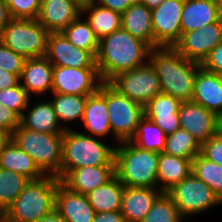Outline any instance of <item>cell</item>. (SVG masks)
Instances as JSON below:
<instances>
[{
	"label": "cell",
	"instance_id": "obj_42",
	"mask_svg": "<svg viewBox=\"0 0 222 222\" xmlns=\"http://www.w3.org/2000/svg\"><path fill=\"white\" fill-rule=\"evenodd\" d=\"M20 125V117L8 107L0 103V128L12 135Z\"/></svg>",
	"mask_w": 222,
	"mask_h": 222
},
{
	"label": "cell",
	"instance_id": "obj_17",
	"mask_svg": "<svg viewBox=\"0 0 222 222\" xmlns=\"http://www.w3.org/2000/svg\"><path fill=\"white\" fill-rule=\"evenodd\" d=\"M55 209L67 222H92L96 215L86 195L70 190L61 181L55 194Z\"/></svg>",
	"mask_w": 222,
	"mask_h": 222
},
{
	"label": "cell",
	"instance_id": "obj_54",
	"mask_svg": "<svg viewBox=\"0 0 222 222\" xmlns=\"http://www.w3.org/2000/svg\"><path fill=\"white\" fill-rule=\"evenodd\" d=\"M220 84L222 86V73L217 74Z\"/></svg>",
	"mask_w": 222,
	"mask_h": 222
},
{
	"label": "cell",
	"instance_id": "obj_3",
	"mask_svg": "<svg viewBox=\"0 0 222 222\" xmlns=\"http://www.w3.org/2000/svg\"><path fill=\"white\" fill-rule=\"evenodd\" d=\"M60 180L44 175L30 180L14 202L1 215L2 222H35L55 209V194Z\"/></svg>",
	"mask_w": 222,
	"mask_h": 222
},
{
	"label": "cell",
	"instance_id": "obj_8",
	"mask_svg": "<svg viewBox=\"0 0 222 222\" xmlns=\"http://www.w3.org/2000/svg\"><path fill=\"white\" fill-rule=\"evenodd\" d=\"M107 110L116 142L130 141L145 116L144 106L120 94L107 82Z\"/></svg>",
	"mask_w": 222,
	"mask_h": 222
},
{
	"label": "cell",
	"instance_id": "obj_11",
	"mask_svg": "<svg viewBox=\"0 0 222 222\" xmlns=\"http://www.w3.org/2000/svg\"><path fill=\"white\" fill-rule=\"evenodd\" d=\"M183 7L184 0H164L159 7L151 10L154 48L173 47L180 39Z\"/></svg>",
	"mask_w": 222,
	"mask_h": 222
},
{
	"label": "cell",
	"instance_id": "obj_39",
	"mask_svg": "<svg viewBox=\"0 0 222 222\" xmlns=\"http://www.w3.org/2000/svg\"><path fill=\"white\" fill-rule=\"evenodd\" d=\"M12 18L37 19L41 0H5Z\"/></svg>",
	"mask_w": 222,
	"mask_h": 222
},
{
	"label": "cell",
	"instance_id": "obj_48",
	"mask_svg": "<svg viewBox=\"0 0 222 222\" xmlns=\"http://www.w3.org/2000/svg\"><path fill=\"white\" fill-rule=\"evenodd\" d=\"M35 222H67L57 211L54 209L49 214L43 216Z\"/></svg>",
	"mask_w": 222,
	"mask_h": 222
},
{
	"label": "cell",
	"instance_id": "obj_51",
	"mask_svg": "<svg viewBox=\"0 0 222 222\" xmlns=\"http://www.w3.org/2000/svg\"><path fill=\"white\" fill-rule=\"evenodd\" d=\"M218 133L222 135V113L218 116Z\"/></svg>",
	"mask_w": 222,
	"mask_h": 222
},
{
	"label": "cell",
	"instance_id": "obj_35",
	"mask_svg": "<svg viewBox=\"0 0 222 222\" xmlns=\"http://www.w3.org/2000/svg\"><path fill=\"white\" fill-rule=\"evenodd\" d=\"M191 172L205 184L222 202V166L209 161L201 154H197L192 160Z\"/></svg>",
	"mask_w": 222,
	"mask_h": 222
},
{
	"label": "cell",
	"instance_id": "obj_15",
	"mask_svg": "<svg viewBox=\"0 0 222 222\" xmlns=\"http://www.w3.org/2000/svg\"><path fill=\"white\" fill-rule=\"evenodd\" d=\"M178 115L180 128L188 131L200 144L218 133V116L198 103L182 102Z\"/></svg>",
	"mask_w": 222,
	"mask_h": 222
},
{
	"label": "cell",
	"instance_id": "obj_47",
	"mask_svg": "<svg viewBox=\"0 0 222 222\" xmlns=\"http://www.w3.org/2000/svg\"><path fill=\"white\" fill-rule=\"evenodd\" d=\"M11 19L12 17L5 0H0V34Z\"/></svg>",
	"mask_w": 222,
	"mask_h": 222
},
{
	"label": "cell",
	"instance_id": "obj_55",
	"mask_svg": "<svg viewBox=\"0 0 222 222\" xmlns=\"http://www.w3.org/2000/svg\"><path fill=\"white\" fill-rule=\"evenodd\" d=\"M132 2V4L134 3H141V0H130Z\"/></svg>",
	"mask_w": 222,
	"mask_h": 222
},
{
	"label": "cell",
	"instance_id": "obj_10",
	"mask_svg": "<svg viewBox=\"0 0 222 222\" xmlns=\"http://www.w3.org/2000/svg\"><path fill=\"white\" fill-rule=\"evenodd\" d=\"M183 218L222 204L213 190L192 172L167 192Z\"/></svg>",
	"mask_w": 222,
	"mask_h": 222
},
{
	"label": "cell",
	"instance_id": "obj_30",
	"mask_svg": "<svg viewBox=\"0 0 222 222\" xmlns=\"http://www.w3.org/2000/svg\"><path fill=\"white\" fill-rule=\"evenodd\" d=\"M82 13H88L87 21L100 40L121 28V14L97 4L95 1L82 6Z\"/></svg>",
	"mask_w": 222,
	"mask_h": 222
},
{
	"label": "cell",
	"instance_id": "obj_37",
	"mask_svg": "<svg viewBox=\"0 0 222 222\" xmlns=\"http://www.w3.org/2000/svg\"><path fill=\"white\" fill-rule=\"evenodd\" d=\"M183 217L167 192H162L141 222H182Z\"/></svg>",
	"mask_w": 222,
	"mask_h": 222
},
{
	"label": "cell",
	"instance_id": "obj_24",
	"mask_svg": "<svg viewBox=\"0 0 222 222\" xmlns=\"http://www.w3.org/2000/svg\"><path fill=\"white\" fill-rule=\"evenodd\" d=\"M222 14L213 0H184L181 14L182 34L218 22Z\"/></svg>",
	"mask_w": 222,
	"mask_h": 222
},
{
	"label": "cell",
	"instance_id": "obj_18",
	"mask_svg": "<svg viewBox=\"0 0 222 222\" xmlns=\"http://www.w3.org/2000/svg\"><path fill=\"white\" fill-rule=\"evenodd\" d=\"M82 122L94 137H105L111 132L107 110V82L87 97Z\"/></svg>",
	"mask_w": 222,
	"mask_h": 222
},
{
	"label": "cell",
	"instance_id": "obj_14",
	"mask_svg": "<svg viewBox=\"0 0 222 222\" xmlns=\"http://www.w3.org/2000/svg\"><path fill=\"white\" fill-rule=\"evenodd\" d=\"M45 57L53 66L73 68H97L96 57L73 45L62 33H50Z\"/></svg>",
	"mask_w": 222,
	"mask_h": 222
},
{
	"label": "cell",
	"instance_id": "obj_43",
	"mask_svg": "<svg viewBox=\"0 0 222 222\" xmlns=\"http://www.w3.org/2000/svg\"><path fill=\"white\" fill-rule=\"evenodd\" d=\"M201 66L207 71L216 74L222 73V42L210 52Z\"/></svg>",
	"mask_w": 222,
	"mask_h": 222
},
{
	"label": "cell",
	"instance_id": "obj_38",
	"mask_svg": "<svg viewBox=\"0 0 222 222\" xmlns=\"http://www.w3.org/2000/svg\"><path fill=\"white\" fill-rule=\"evenodd\" d=\"M29 99L30 95L21 86V82L18 85L0 91V103L11 109L19 117L29 108Z\"/></svg>",
	"mask_w": 222,
	"mask_h": 222
},
{
	"label": "cell",
	"instance_id": "obj_6",
	"mask_svg": "<svg viewBox=\"0 0 222 222\" xmlns=\"http://www.w3.org/2000/svg\"><path fill=\"white\" fill-rule=\"evenodd\" d=\"M11 139L32 157L44 175L56 176L61 181L63 133H41L19 125Z\"/></svg>",
	"mask_w": 222,
	"mask_h": 222
},
{
	"label": "cell",
	"instance_id": "obj_49",
	"mask_svg": "<svg viewBox=\"0 0 222 222\" xmlns=\"http://www.w3.org/2000/svg\"><path fill=\"white\" fill-rule=\"evenodd\" d=\"M11 135L0 128V151L4 148V146L10 141Z\"/></svg>",
	"mask_w": 222,
	"mask_h": 222
},
{
	"label": "cell",
	"instance_id": "obj_33",
	"mask_svg": "<svg viewBox=\"0 0 222 222\" xmlns=\"http://www.w3.org/2000/svg\"><path fill=\"white\" fill-rule=\"evenodd\" d=\"M53 94L55 97L51 103L59 122L70 123L75 119H83L87 95Z\"/></svg>",
	"mask_w": 222,
	"mask_h": 222
},
{
	"label": "cell",
	"instance_id": "obj_32",
	"mask_svg": "<svg viewBox=\"0 0 222 222\" xmlns=\"http://www.w3.org/2000/svg\"><path fill=\"white\" fill-rule=\"evenodd\" d=\"M82 15L70 23L62 33L77 48L90 51L95 57L99 49V39L87 20H81Z\"/></svg>",
	"mask_w": 222,
	"mask_h": 222
},
{
	"label": "cell",
	"instance_id": "obj_20",
	"mask_svg": "<svg viewBox=\"0 0 222 222\" xmlns=\"http://www.w3.org/2000/svg\"><path fill=\"white\" fill-rule=\"evenodd\" d=\"M115 176V166H86L71 170L61 182L70 190L87 195Z\"/></svg>",
	"mask_w": 222,
	"mask_h": 222
},
{
	"label": "cell",
	"instance_id": "obj_25",
	"mask_svg": "<svg viewBox=\"0 0 222 222\" xmlns=\"http://www.w3.org/2000/svg\"><path fill=\"white\" fill-rule=\"evenodd\" d=\"M121 27L154 48L151 10L142 3L131 4L121 15Z\"/></svg>",
	"mask_w": 222,
	"mask_h": 222
},
{
	"label": "cell",
	"instance_id": "obj_52",
	"mask_svg": "<svg viewBox=\"0 0 222 222\" xmlns=\"http://www.w3.org/2000/svg\"><path fill=\"white\" fill-rule=\"evenodd\" d=\"M74 1H76L81 6H84V5H87L88 3H90L94 0H74Z\"/></svg>",
	"mask_w": 222,
	"mask_h": 222
},
{
	"label": "cell",
	"instance_id": "obj_45",
	"mask_svg": "<svg viewBox=\"0 0 222 222\" xmlns=\"http://www.w3.org/2000/svg\"><path fill=\"white\" fill-rule=\"evenodd\" d=\"M20 77L14 73H9L0 69V91L18 85Z\"/></svg>",
	"mask_w": 222,
	"mask_h": 222
},
{
	"label": "cell",
	"instance_id": "obj_5",
	"mask_svg": "<svg viewBox=\"0 0 222 222\" xmlns=\"http://www.w3.org/2000/svg\"><path fill=\"white\" fill-rule=\"evenodd\" d=\"M70 128L63 133L61 180L73 169L86 166H115V146Z\"/></svg>",
	"mask_w": 222,
	"mask_h": 222
},
{
	"label": "cell",
	"instance_id": "obj_36",
	"mask_svg": "<svg viewBox=\"0 0 222 222\" xmlns=\"http://www.w3.org/2000/svg\"><path fill=\"white\" fill-rule=\"evenodd\" d=\"M30 179L0 167V214L14 202Z\"/></svg>",
	"mask_w": 222,
	"mask_h": 222
},
{
	"label": "cell",
	"instance_id": "obj_53",
	"mask_svg": "<svg viewBox=\"0 0 222 222\" xmlns=\"http://www.w3.org/2000/svg\"><path fill=\"white\" fill-rule=\"evenodd\" d=\"M213 1L217 4V7L219 8V11L222 14V0H213Z\"/></svg>",
	"mask_w": 222,
	"mask_h": 222
},
{
	"label": "cell",
	"instance_id": "obj_2",
	"mask_svg": "<svg viewBox=\"0 0 222 222\" xmlns=\"http://www.w3.org/2000/svg\"><path fill=\"white\" fill-rule=\"evenodd\" d=\"M148 60L157 73L162 93L181 102L192 101L194 82L201 64L187 60L170 46L151 48Z\"/></svg>",
	"mask_w": 222,
	"mask_h": 222
},
{
	"label": "cell",
	"instance_id": "obj_46",
	"mask_svg": "<svg viewBox=\"0 0 222 222\" xmlns=\"http://www.w3.org/2000/svg\"><path fill=\"white\" fill-rule=\"evenodd\" d=\"M92 222H125V220L119 210L96 213L95 218Z\"/></svg>",
	"mask_w": 222,
	"mask_h": 222
},
{
	"label": "cell",
	"instance_id": "obj_12",
	"mask_svg": "<svg viewBox=\"0 0 222 222\" xmlns=\"http://www.w3.org/2000/svg\"><path fill=\"white\" fill-rule=\"evenodd\" d=\"M101 83L97 68L53 66L52 93L89 96Z\"/></svg>",
	"mask_w": 222,
	"mask_h": 222
},
{
	"label": "cell",
	"instance_id": "obj_41",
	"mask_svg": "<svg viewBox=\"0 0 222 222\" xmlns=\"http://www.w3.org/2000/svg\"><path fill=\"white\" fill-rule=\"evenodd\" d=\"M200 154L209 161L222 166V135L217 133L201 144Z\"/></svg>",
	"mask_w": 222,
	"mask_h": 222
},
{
	"label": "cell",
	"instance_id": "obj_29",
	"mask_svg": "<svg viewBox=\"0 0 222 222\" xmlns=\"http://www.w3.org/2000/svg\"><path fill=\"white\" fill-rule=\"evenodd\" d=\"M124 185L115 175L106 184L88 193L87 199L96 213L119 211L121 208Z\"/></svg>",
	"mask_w": 222,
	"mask_h": 222
},
{
	"label": "cell",
	"instance_id": "obj_19",
	"mask_svg": "<svg viewBox=\"0 0 222 222\" xmlns=\"http://www.w3.org/2000/svg\"><path fill=\"white\" fill-rule=\"evenodd\" d=\"M181 103L173 96L161 92L144 106V113L168 136L180 128L178 112Z\"/></svg>",
	"mask_w": 222,
	"mask_h": 222
},
{
	"label": "cell",
	"instance_id": "obj_21",
	"mask_svg": "<svg viewBox=\"0 0 222 222\" xmlns=\"http://www.w3.org/2000/svg\"><path fill=\"white\" fill-rule=\"evenodd\" d=\"M161 193L155 188L124 186L120 212L125 222H141Z\"/></svg>",
	"mask_w": 222,
	"mask_h": 222
},
{
	"label": "cell",
	"instance_id": "obj_34",
	"mask_svg": "<svg viewBox=\"0 0 222 222\" xmlns=\"http://www.w3.org/2000/svg\"><path fill=\"white\" fill-rule=\"evenodd\" d=\"M163 152L181 158L193 160L201 152V144L188 131L179 128L166 136Z\"/></svg>",
	"mask_w": 222,
	"mask_h": 222
},
{
	"label": "cell",
	"instance_id": "obj_7",
	"mask_svg": "<svg viewBox=\"0 0 222 222\" xmlns=\"http://www.w3.org/2000/svg\"><path fill=\"white\" fill-rule=\"evenodd\" d=\"M50 32L37 19L12 18L0 34V42L25 59L46 55Z\"/></svg>",
	"mask_w": 222,
	"mask_h": 222
},
{
	"label": "cell",
	"instance_id": "obj_22",
	"mask_svg": "<svg viewBox=\"0 0 222 222\" xmlns=\"http://www.w3.org/2000/svg\"><path fill=\"white\" fill-rule=\"evenodd\" d=\"M21 86L31 96L32 93L43 94L52 92L53 65L45 57L25 59L20 76Z\"/></svg>",
	"mask_w": 222,
	"mask_h": 222
},
{
	"label": "cell",
	"instance_id": "obj_26",
	"mask_svg": "<svg viewBox=\"0 0 222 222\" xmlns=\"http://www.w3.org/2000/svg\"><path fill=\"white\" fill-rule=\"evenodd\" d=\"M192 169V160L161 152L157 167V182L159 190L168 192L185 179ZM159 183H161L159 185Z\"/></svg>",
	"mask_w": 222,
	"mask_h": 222
},
{
	"label": "cell",
	"instance_id": "obj_16",
	"mask_svg": "<svg viewBox=\"0 0 222 222\" xmlns=\"http://www.w3.org/2000/svg\"><path fill=\"white\" fill-rule=\"evenodd\" d=\"M80 15L82 6L74 0H41L37 20L50 33H60Z\"/></svg>",
	"mask_w": 222,
	"mask_h": 222
},
{
	"label": "cell",
	"instance_id": "obj_23",
	"mask_svg": "<svg viewBox=\"0 0 222 222\" xmlns=\"http://www.w3.org/2000/svg\"><path fill=\"white\" fill-rule=\"evenodd\" d=\"M192 101L214 112L217 116L222 113V86L216 73L198 69Z\"/></svg>",
	"mask_w": 222,
	"mask_h": 222
},
{
	"label": "cell",
	"instance_id": "obj_1",
	"mask_svg": "<svg viewBox=\"0 0 222 222\" xmlns=\"http://www.w3.org/2000/svg\"><path fill=\"white\" fill-rule=\"evenodd\" d=\"M151 47L122 27L99 40L96 66L102 82L145 64ZM145 61V62H144Z\"/></svg>",
	"mask_w": 222,
	"mask_h": 222
},
{
	"label": "cell",
	"instance_id": "obj_40",
	"mask_svg": "<svg viewBox=\"0 0 222 222\" xmlns=\"http://www.w3.org/2000/svg\"><path fill=\"white\" fill-rule=\"evenodd\" d=\"M25 58L0 42V69L21 76Z\"/></svg>",
	"mask_w": 222,
	"mask_h": 222
},
{
	"label": "cell",
	"instance_id": "obj_31",
	"mask_svg": "<svg viewBox=\"0 0 222 222\" xmlns=\"http://www.w3.org/2000/svg\"><path fill=\"white\" fill-rule=\"evenodd\" d=\"M165 140L164 131L151 119L144 116L130 141L141 149L161 153L165 148Z\"/></svg>",
	"mask_w": 222,
	"mask_h": 222
},
{
	"label": "cell",
	"instance_id": "obj_44",
	"mask_svg": "<svg viewBox=\"0 0 222 222\" xmlns=\"http://www.w3.org/2000/svg\"><path fill=\"white\" fill-rule=\"evenodd\" d=\"M102 7L111 9L119 14H123L126 9L132 4L130 0H94Z\"/></svg>",
	"mask_w": 222,
	"mask_h": 222
},
{
	"label": "cell",
	"instance_id": "obj_4",
	"mask_svg": "<svg viewBox=\"0 0 222 222\" xmlns=\"http://www.w3.org/2000/svg\"><path fill=\"white\" fill-rule=\"evenodd\" d=\"M159 152L144 150L131 141L115 147V175L124 186L159 189L157 167Z\"/></svg>",
	"mask_w": 222,
	"mask_h": 222
},
{
	"label": "cell",
	"instance_id": "obj_27",
	"mask_svg": "<svg viewBox=\"0 0 222 222\" xmlns=\"http://www.w3.org/2000/svg\"><path fill=\"white\" fill-rule=\"evenodd\" d=\"M27 111L20 117V125L26 129L41 133H64L68 129L59 124L51 101L39 102Z\"/></svg>",
	"mask_w": 222,
	"mask_h": 222
},
{
	"label": "cell",
	"instance_id": "obj_13",
	"mask_svg": "<svg viewBox=\"0 0 222 222\" xmlns=\"http://www.w3.org/2000/svg\"><path fill=\"white\" fill-rule=\"evenodd\" d=\"M222 42V18L199 30L183 33L174 48L187 60L202 64L210 52Z\"/></svg>",
	"mask_w": 222,
	"mask_h": 222
},
{
	"label": "cell",
	"instance_id": "obj_50",
	"mask_svg": "<svg viewBox=\"0 0 222 222\" xmlns=\"http://www.w3.org/2000/svg\"><path fill=\"white\" fill-rule=\"evenodd\" d=\"M164 0H141V3L146 5L150 10L159 7Z\"/></svg>",
	"mask_w": 222,
	"mask_h": 222
},
{
	"label": "cell",
	"instance_id": "obj_28",
	"mask_svg": "<svg viewBox=\"0 0 222 222\" xmlns=\"http://www.w3.org/2000/svg\"><path fill=\"white\" fill-rule=\"evenodd\" d=\"M0 167L26 176L30 180H38L44 176L32 157L20 149L12 139L0 151Z\"/></svg>",
	"mask_w": 222,
	"mask_h": 222
},
{
	"label": "cell",
	"instance_id": "obj_9",
	"mask_svg": "<svg viewBox=\"0 0 222 222\" xmlns=\"http://www.w3.org/2000/svg\"><path fill=\"white\" fill-rule=\"evenodd\" d=\"M108 83L120 94L142 106L162 92L157 73L149 60L134 69L117 74Z\"/></svg>",
	"mask_w": 222,
	"mask_h": 222
}]
</instances>
